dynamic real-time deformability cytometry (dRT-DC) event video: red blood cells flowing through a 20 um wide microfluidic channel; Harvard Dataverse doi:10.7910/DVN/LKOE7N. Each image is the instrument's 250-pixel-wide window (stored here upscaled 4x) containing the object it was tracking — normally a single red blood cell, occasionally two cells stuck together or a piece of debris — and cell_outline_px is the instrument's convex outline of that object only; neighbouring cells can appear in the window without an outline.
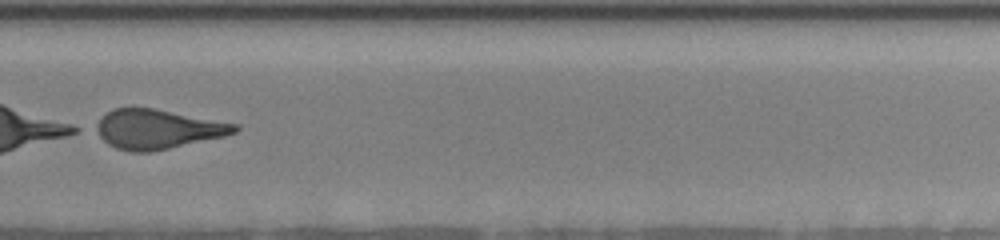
{"species": "human", "species_latin": "Homo sapiens", "temperature_condition": "room temperature", "stored_images_in_passage": 46, "segment_of_instrument_passage": [2, 2], "camera_frame_rate_fps": 3000, "um_per_image_px": 0.085, "donor": {"sex": "female"}, "frame": {"image": 1, "passage_image": 33, "time_ms": 10.667, "image_size_px": [1000, 240], "cell_outline_px": [[240, 128], [236, 132], [224, 136], [168, 148], [148, 152], [132, 152], [116, 148], [108, 144], [92, 128], [108, 112], [116, 108], [152, 108], [240, 124]], "centroid_in_image_um": [13.4, 10.98], "position_along_channel_um": 316.4, "area_um2": 31.5}}